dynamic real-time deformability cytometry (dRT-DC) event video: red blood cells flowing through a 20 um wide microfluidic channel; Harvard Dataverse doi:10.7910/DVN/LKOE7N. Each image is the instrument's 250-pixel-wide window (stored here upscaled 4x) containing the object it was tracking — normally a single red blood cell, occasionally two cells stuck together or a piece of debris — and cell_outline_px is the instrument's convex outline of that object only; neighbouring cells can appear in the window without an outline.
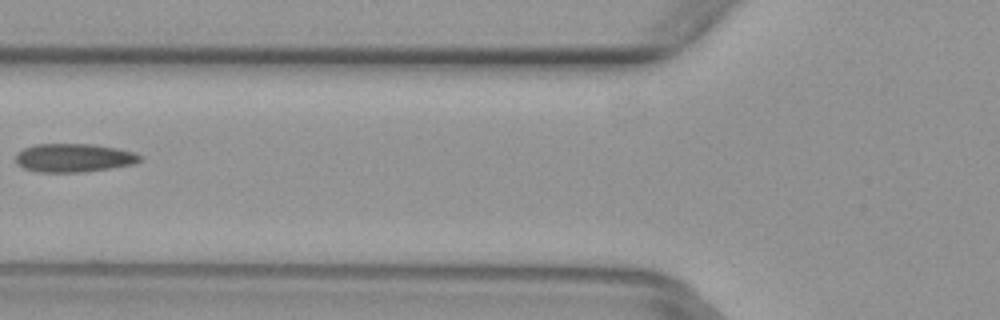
{"species": "common noctule bat (a hibernating species)", "species_latin": "Nyctalus noctula", "temperature_condition": "warm", "stored_images_in_passage": 5, "camera_frame_rate_fps": 3000, "um_per_image_px": 0.085, "animal": {"sex": "female", "body_mass_g": 29.2, "forearm_length_mm": 56.3}, "frame": {"image": 1, "passage_image": 5, "time_ms": 1.333, "image_size_px": [1000, 320], "cell_outline_px": [[144, 160], [136, 164], [112, 168], [84, 172], [40, 172], [24, 168], [16, 164], [16, 152], [24, 148], [36, 144], [92, 144], [116, 148], [136, 152], [144, 156]], "centroid_in_image_um": [6.34, 13.42], "position_along_channel_um": 119.5, "area_um2": 20.98}}